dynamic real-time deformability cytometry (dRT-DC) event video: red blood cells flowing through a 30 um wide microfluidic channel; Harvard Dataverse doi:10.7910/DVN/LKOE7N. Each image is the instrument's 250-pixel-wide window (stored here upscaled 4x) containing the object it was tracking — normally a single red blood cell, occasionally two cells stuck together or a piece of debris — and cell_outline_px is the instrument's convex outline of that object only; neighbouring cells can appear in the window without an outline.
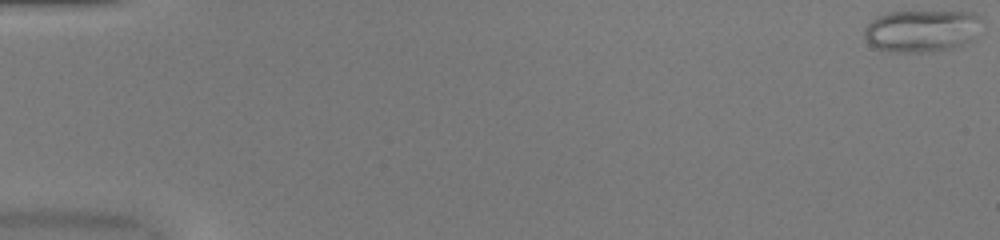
{"species": "common noctule bat (a hibernating species)", "species_latin": "Nyctalus noctula", "temperature_condition": "warm", "stored_images_in_passage": 12, "camera_frame_rate_fps": 3000, "um_per_image_px": 0.085, "animal": {"sex": "female", "body_mass_g": 20.0, "forearm_length_mm": 54.0}, "frame": {"image": 1, "passage_image": 1, "time_ms": 0.0, "image_size_px": [1000, 240], "cell_outline_px": [[976, 16], [972, 40], [956, 48], [924, 52], [888, 52], [872, 48], [868, 44], [864, 36], [864, 28], [876, 16], [888, 12], [976, 12]], "centroid_in_image_um": [78.19, 2.65], "position_along_channel_um": 6.8, "area_um2": 28.5}}